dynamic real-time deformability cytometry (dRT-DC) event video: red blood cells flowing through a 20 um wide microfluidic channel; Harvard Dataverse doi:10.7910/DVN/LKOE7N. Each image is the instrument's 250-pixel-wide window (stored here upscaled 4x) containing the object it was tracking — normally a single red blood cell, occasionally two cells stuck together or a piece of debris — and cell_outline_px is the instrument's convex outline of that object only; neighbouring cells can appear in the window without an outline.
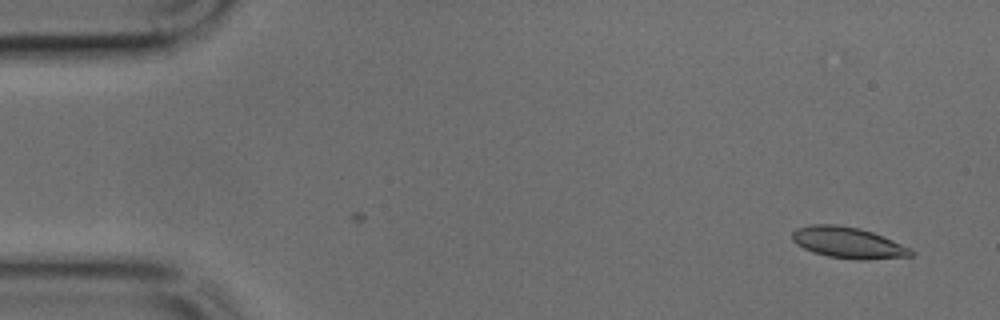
{"species": "common noctule bat (a hibernating species)", "species_latin": "Nyctalus noctula", "temperature_condition": "cold", "stored_images_in_passage": 46, "camera_frame_rate_fps": 3000, "um_per_image_px": 0.085, "animal": {"sex": "male", "body_mass_g": 17.9, "forearm_length_mm": 54.2}, "frame": {"image": 1, "passage_image": 1, "time_ms": 0.0, "image_size_px": [1000, 320], "cell_outline_px": [[916, 252], [912, 256], [864, 260], [856, 260], [828, 256], [812, 252], [796, 244], [792, 240], [792, 232], [796, 228], [812, 224], [836, 224], [860, 228], [872, 232], [912, 248]], "centroid_in_image_um": [72.1, 20.63], "position_along_channel_um": 12.9, "area_um2": 21.73}}
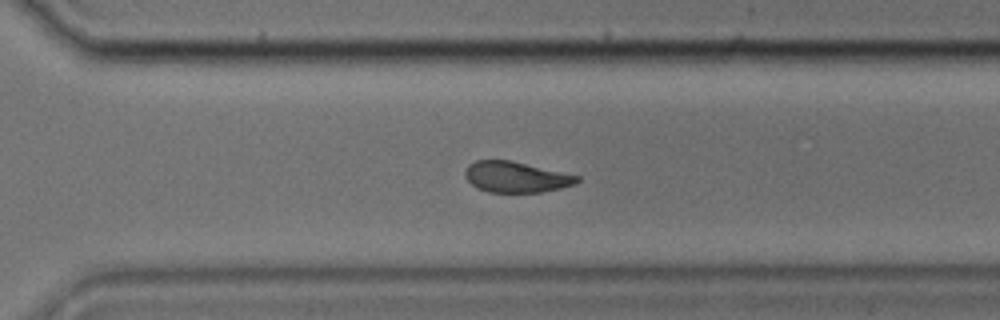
{"frame": {"image": 2, "passage_image": 32, "time_ms": 10.333, "image_size_px": [1000, 320], "cell_outline_px": [[580, 180], [576, 184], [560, 188], [540, 192], [488, 192], [472, 184], [464, 176], [464, 172], [468, 164], [476, 160], [512, 160], [580, 176]], "centroid_in_image_um": [43.87, 15.03], "position_along_channel_um": 326.7, "area_um2": 20.11}}
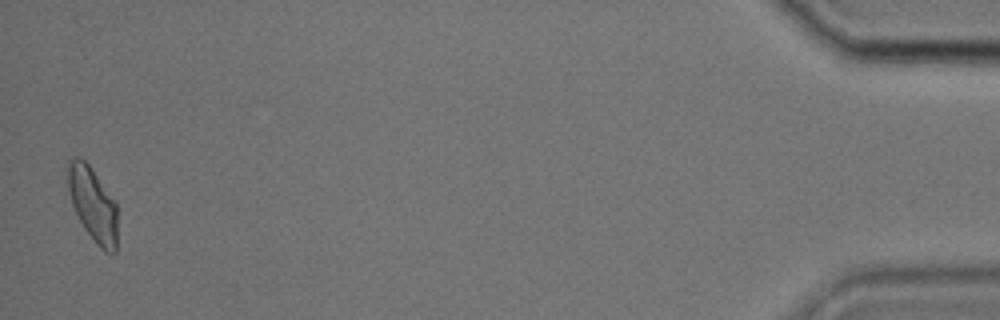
{"frame": {"image": 3, "passage_image": 46, "time_ms": 15.0, "image_size_px": [1000, 320], "cell_outline_px": [[116, 252], [112, 256], [104, 252], [96, 244], [84, 228], [72, 204], [68, 188], [68, 160], [72, 156], [76, 156], [84, 160], [92, 168], [116, 204]], "centroid_in_image_um": [7.89, 17.38], "position_along_channel_um": 427.3, "area_um2": 21.27}}